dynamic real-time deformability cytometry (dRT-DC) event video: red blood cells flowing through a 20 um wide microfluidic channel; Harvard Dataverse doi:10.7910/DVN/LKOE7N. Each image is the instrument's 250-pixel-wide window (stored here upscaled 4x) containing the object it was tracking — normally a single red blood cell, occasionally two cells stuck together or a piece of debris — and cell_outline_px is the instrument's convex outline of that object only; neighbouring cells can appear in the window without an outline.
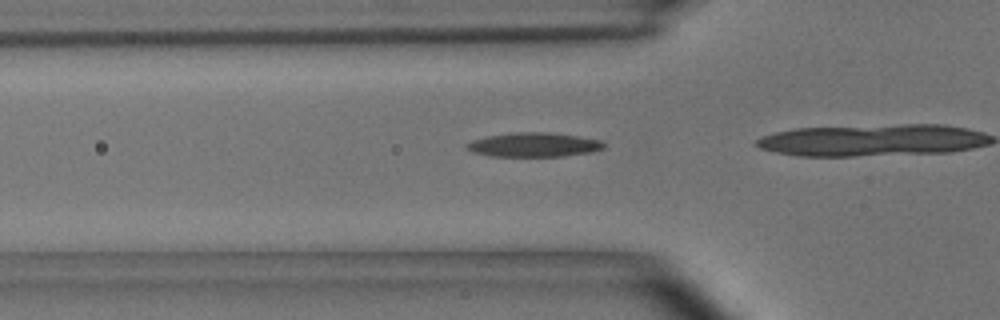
{"species": "common noctule bat (a hibernating species)", "species_latin": "Nyctalus noctula", "temperature_condition": "room temperature", "stored_images_in_passage": 38, "camera_frame_rate_fps": 3000, "um_per_image_px": 0.085, "animal": {"sex": "male", "body_mass_g": 15.6}, "frame": {"image": 1, "passage_image": 14, "time_ms": 4.333, "image_size_px": [1000, 320], "cell_outline_px": [[604, 148], [592, 152], [564, 156], [492, 156], [472, 152], [464, 148], [464, 144], [472, 140], [488, 136], [516, 132], [548, 132], [576, 136], [600, 140], [604, 144]], "centroid_in_image_um": [45.33, 12.31], "position_along_channel_um": 80.5, "area_um2": 19.31}}